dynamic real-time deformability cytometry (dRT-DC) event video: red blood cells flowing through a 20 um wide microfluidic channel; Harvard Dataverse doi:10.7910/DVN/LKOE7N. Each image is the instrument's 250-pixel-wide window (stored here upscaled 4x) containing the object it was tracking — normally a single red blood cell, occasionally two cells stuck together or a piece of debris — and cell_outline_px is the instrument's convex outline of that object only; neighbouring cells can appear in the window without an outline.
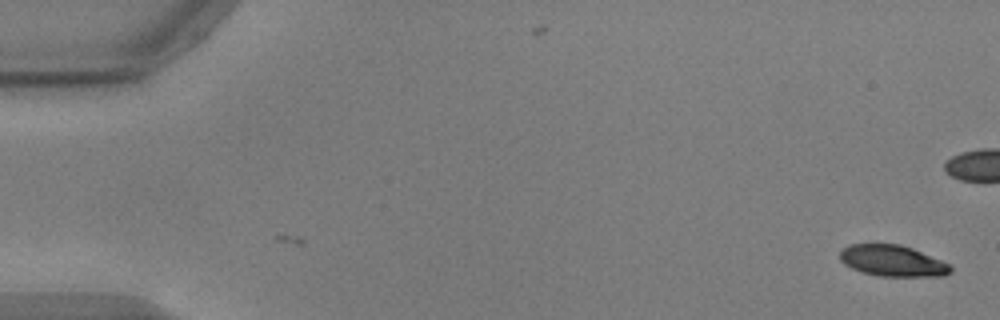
{"species": "common noctule bat (a hibernating species)", "species_latin": "Nyctalus noctula", "temperature_condition": "warm", "stored_images_in_passage": 6, "camera_frame_rate_fps": 3000, "um_per_image_px": 0.085, "animal": {"sex": "male", "body_mass_g": 17.9, "forearm_length_mm": 54.2}, "frame": {"image": 1, "passage_image": 6, "time_ms": 1.667, "image_size_px": [1000, 320], "cell_outline_px": [[952, 272], [944, 276], [880, 276], [860, 272], [844, 264], [840, 260], [840, 248], [848, 244], [900, 244], [912, 248], [940, 260], [948, 264], [952, 268]], "centroid_in_image_um": [75.82, 22.16], "position_along_channel_um": 9.2, "area_um2": 20.17}}